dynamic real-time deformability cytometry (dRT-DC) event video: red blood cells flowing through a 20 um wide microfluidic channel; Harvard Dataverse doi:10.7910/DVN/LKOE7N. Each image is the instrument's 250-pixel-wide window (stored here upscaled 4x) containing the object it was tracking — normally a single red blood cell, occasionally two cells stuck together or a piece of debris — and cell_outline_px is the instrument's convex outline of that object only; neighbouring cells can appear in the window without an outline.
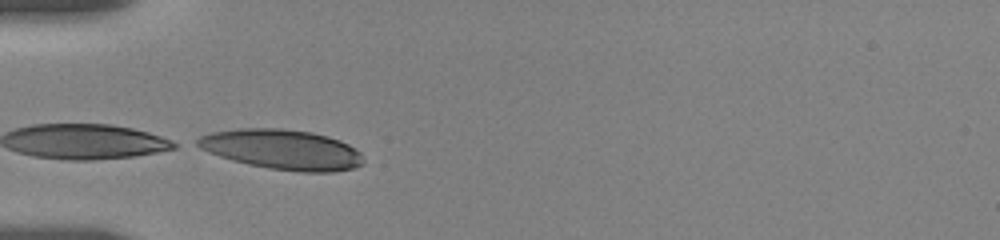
{"species": "human", "species_latin": "Homo sapiens", "temperature_condition": "room temperature", "stored_images_in_passage": 20, "camera_frame_rate_fps": 3000, "um_per_image_px": 0.085, "donor": {"sex": "female"}, "frame": {"image": 1, "passage_image": 4, "time_ms": 2.667, "image_size_px": [1000, 240], "cell_outline_px": [[364, 164], [352, 168], [332, 172], [300, 172], [268, 168], [248, 164], [232, 160], [208, 152], [192, 144], [200, 136], [212, 132], [240, 128], [280, 128], [312, 132], [328, 136], [340, 140], [348, 144], [360, 152], [364, 160]], "centroid_in_image_um": [23.97, 12.7], "position_along_channel_um": 61.0, "area_um2": 38.84}}